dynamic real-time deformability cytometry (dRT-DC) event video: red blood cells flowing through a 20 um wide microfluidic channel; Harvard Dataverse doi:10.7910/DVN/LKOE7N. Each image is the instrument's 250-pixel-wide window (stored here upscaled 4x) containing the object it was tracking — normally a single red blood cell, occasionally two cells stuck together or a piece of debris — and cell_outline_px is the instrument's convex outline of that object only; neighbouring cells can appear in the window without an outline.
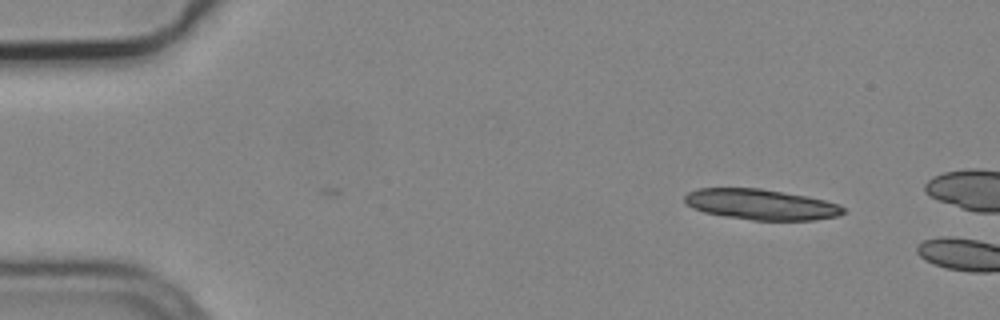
{"species": "common noctule bat (a hibernating species)", "species_latin": "Nyctalus noctula", "temperature_condition": "cold", "stored_images_in_passage": 2, "camera_frame_rate_fps": 3000, "um_per_image_px": 0.085, "animal": {"sex": "male", "body_mass_g": 19.2, "forearm_length_mm": 51.8}, "frame": {"image": 1, "passage_image": 1, "time_ms": 0.0, "image_size_px": [1000, 320], "cell_outline_px": [[848, 212], [840, 216], [816, 220], [752, 220], [724, 216], [704, 212], [692, 208], [684, 200], [684, 196], [688, 192], [700, 188], [760, 188], [808, 196], [840, 204]], "centroid_in_image_um": [64.74, 17.38], "position_along_channel_um": 20.3, "area_um2": 28.5}}